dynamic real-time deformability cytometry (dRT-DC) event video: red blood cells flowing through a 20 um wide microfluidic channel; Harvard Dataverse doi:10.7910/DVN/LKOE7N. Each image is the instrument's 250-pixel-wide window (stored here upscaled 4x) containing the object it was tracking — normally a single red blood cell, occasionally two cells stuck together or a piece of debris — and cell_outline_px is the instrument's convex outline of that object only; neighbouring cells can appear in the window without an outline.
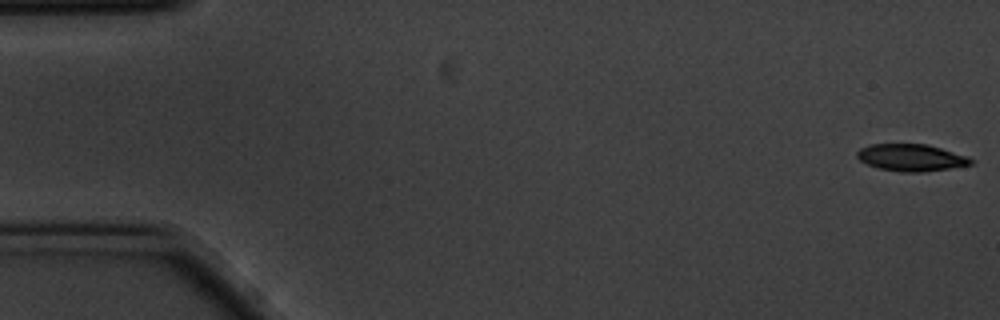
{"species": "common noctule bat (a hibernating species)", "species_latin": "Nyctalus noctula", "temperature_condition": "cold", "stored_images_in_passage": 13, "camera_frame_rate_fps": 3000, "um_per_image_px": 0.085, "animal": {"sex": "male", "body_mass_g": 20.1, "forearm_length_mm": 53.5}, "frame": {"image": 1, "passage_image": 1, "time_ms": 0.0, "image_size_px": [1000, 320], "cell_outline_px": [[976, 160], [972, 164], [924, 172], [904, 172], [880, 168], [868, 164], [860, 160], [856, 156], [856, 152], [860, 148], [868, 144], [928, 144], [968, 156]], "centroid_in_image_um": [77.47, 13.38], "position_along_channel_um": 7.5, "area_um2": 17.92}}